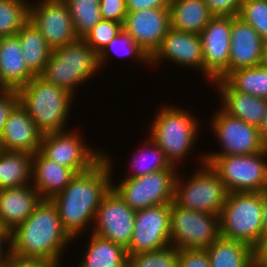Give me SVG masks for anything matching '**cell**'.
Masks as SVG:
<instances>
[{
    "label": "cell",
    "instance_id": "obj_30",
    "mask_svg": "<svg viewBox=\"0 0 267 267\" xmlns=\"http://www.w3.org/2000/svg\"><path fill=\"white\" fill-rule=\"evenodd\" d=\"M223 80L235 91L267 99V69L262 65L237 69Z\"/></svg>",
    "mask_w": 267,
    "mask_h": 267
},
{
    "label": "cell",
    "instance_id": "obj_34",
    "mask_svg": "<svg viewBox=\"0 0 267 267\" xmlns=\"http://www.w3.org/2000/svg\"><path fill=\"white\" fill-rule=\"evenodd\" d=\"M112 52H115L116 55H121V57H124L126 55L132 58L134 57L135 60L137 59L139 60V62H143L144 64L147 63V65H150V57L124 30H122L114 39H112L107 44V46L98 54V62L100 68L103 66V63L106 64L105 62L108 61L107 58Z\"/></svg>",
    "mask_w": 267,
    "mask_h": 267
},
{
    "label": "cell",
    "instance_id": "obj_8",
    "mask_svg": "<svg viewBox=\"0 0 267 267\" xmlns=\"http://www.w3.org/2000/svg\"><path fill=\"white\" fill-rule=\"evenodd\" d=\"M267 148L247 155L217 156L209 165L216 171L228 192L267 190ZM266 159V160H265Z\"/></svg>",
    "mask_w": 267,
    "mask_h": 267
},
{
    "label": "cell",
    "instance_id": "obj_42",
    "mask_svg": "<svg viewBox=\"0 0 267 267\" xmlns=\"http://www.w3.org/2000/svg\"><path fill=\"white\" fill-rule=\"evenodd\" d=\"M127 11H140L150 8H169L171 0H125Z\"/></svg>",
    "mask_w": 267,
    "mask_h": 267
},
{
    "label": "cell",
    "instance_id": "obj_40",
    "mask_svg": "<svg viewBox=\"0 0 267 267\" xmlns=\"http://www.w3.org/2000/svg\"><path fill=\"white\" fill-rule=\"evenodd\" d=\"M19 104V94L16 89H4L0 92V136L9 114Z\"/></svg>",
    "mask_w": 267,
    "mask_h": 267
},
{
    "label": "cell",
    "instance_id": "obj_45",
    "mask_svg": "<svg viewBox=\"0 0 267 267\" xmlns=\"http://www.w3.org/2000/svg\"><path fill=\"white\" fill-rule=\"evenodd\" d=\"M267 238V190L263 191L262 240Z\"/></svg>",
    "mask_w": 267,
    "mask_h": 267
},
{
    "label": "cell",
    "instance_id": "obj_26",
    "mask_svg": "<svg viewBox=\"0 0 267 267\" xmlns=\"http://www.w3.org/2000/svg\"><path fill=\"white\" fill-rule=\"evenodd\" d=\"M77 267H128V253L123 246L93 233Z\"/></svg>",
    "mask_w": 267,
    "mask_h": 267
},
{
    "label": "cell",
    "instance_id": "obj_50",
    "mask_svg": "<svg viewBox=\"0 0 267 267\" xmlns=\"http://www.w3.org/2000/svg\"><path fill=\"white\" fill-rule=\"evenodd\" d=\"M3 267H18V263L12 262L11 264L3 266Z\"/></svg>",
    "mask_w": 267,
    "mask_h": 267
},
{
    "label": "cell",
    "instance_id": "obj_22",
    "mask_svg": "<svg viewBox=\"0 0 267 267\" xmlns=\"http://www.w3.org/2000/svg\"><path fill=\"white\" fill-rule=\"evenodd\" d=\"M76 174L73 169L47 159L40 151L33 154L31 185L42 199H51L62 192Z\"/></svg>",
    "mask_w": 267,
    "mask_h": 267
},
{
    "label": "cell",
    "instance_id": "obj_48",
    "mask_svg": "<svg viewBox=\"0 0 267 267\" xmlns=\"http://www.w3.org/2000/svg\"><path fill=\"white\" fill-rule=\"evenodd\" d=\"M251 267H267V262L255 252L252 258Z\"/></svg>",
    "mask_w": 267,
    "mask_h": 267
},
{
    "label": "cell",
    "instance_id": "obj_2",
    "mask_svg": "<svg viewBox=\"0 0 267 267\" xmlns=\"http://www.w3.org/2000/svg\"><path fill=\"white\" fill-rule=\"evenodd\" d=\"M71 241L56 206L50 199H42L33 213L11 231L12 260L15 263L62 262V252Z\"/></svg>",
    "mask_w": 267,
    "mask_h": 267
},
{
    "label": "cell",
    "instance_id": "obj_35",
    "mask_svg": "<svg viewBox=\"0 0 267 267\" xmlns=\"http://www.w3.org/2000/svg\"><path fill=\"white\" fill-rule=\"evenodd\" d=\"M179 249L167 246L150 252L128 256V267H178Z\"/></svg>",
    "mask_w": 267,
    "mask_h": 267
},
{
    "label": "cell",
    "instance_id": "obj_36",
    "mask_svg": "<svg viewBox=\"0 0 267 267\" xmlns=\"http://www.w3.org/2000/svg\"><path fill=\"white\" fill-rule=\"evenodd\" d=\"M237 16L267 41V0H243Z\"/></svg>",
    "mask_w": 267,
    "mask_h": 267
},
{
    "label": "cell",
    "instance_id": "obj_5",
    "mask_svg": "<svg viewBox=\"0 0 267 267\" xmlns=\"http://www.w3.org/2000/svg\"><path fill=\"white\" fill-rule=\"evenodd\" d=\"M99 69L98 54L79 38L52 50L39 76L74 95L77 86L91 79Z\"/></svg>",
    "mask_w": 267,
    "mask_h": 267
},
{
    "label": "cell",
    "instance_id": "obj_23",
    "mask_svg": "<svg viewBox=\"0 0 267 267\" xmlns=\"http://www.w3.org/2000/svg\"><path fill=\"white\" fill-rule=\"evenodd\" d=\"M35 74L28 68L22 56L19 38L2 37L0 40V83L5 89L25 86Z\"/></svg>",
    "mask_w": 267,
    "mask_h": 267
},
{
    "label": "cell",
    "instance_id": "obj_4",
    "mask_svg": "<svg viewBox=\"0 0 267 267\" xmlns=\"http://www.w3.org/2000/svg\"><path fill=\"white\" fill-rule=\"evenodd\" d=\"M263 192H230L219 215L220 236L254 250L262 242Z\"/></svg>",
    "mask_w": 267,
    "mask_h": 267
},
{
    "label": "cell",
    "instance_id": "obj_7",
    "mask_svg": "<svg viewBox=\"0 0 267 267\" xmlns=\"http://www.w3.org/2000/svg\"><path fill=\"white\" fill-rule=\"evenodd\" d=\"M199 166L188 180L183 181L177 174L173 202L184 209L220 215L229 192L209 164Z\"/></svg>",
    "mask_w": 267,
    "mask_h": 267
},
{
    "label": "cell",
    "instance_id": "obj_12",
    "mask_svg": "<svg viewBox=\"0 0 267 267\" xmlns=\"http://www.w3.org/2000/svg\"><path fill=\"white\" fill-rule=\"evenodd\" d=\"M39 151L47 159L73 169L77 174L90 170L104 157L103 149H90L78 131L67 132V129L42 135Z\"/></svg>",
    "mask_w": 267,
    "mask_h": 267
},
{
    "label": "cell",
    "instance_id": "obj_1",
    "mask_svg": "<svg viewBox=\"0 0 267 267\" xmlns=\"http://www.w3.org/2000/svg\"><path fill=\"white\" fill-rule=\"evenodd\" d=\"M103 153L104 157L97 164L76 174L62 192L50 199L56 206L62 227L73 240L94 223L99 205L112 188V158L107 152Z\"/></svg>",
    "mask_w": 267,
    "mask_h": 267
},
{
    "label": "cell",
    "instance_id": "obj_6",
    "mask_svg": "<svg viewBox=\"0 0 267 267\" xmlns=\"http://www.w3.org/2000/svg\"><path fill=\"white\" fill-rule=\"evenodd\" d=\"M160 109L151 122L150 137L177 167L191 153L200 126L196 117L183 108L164 105Z\"/></svg>",
    "mask_w": 267,
    "mask_h": 267
},
{
    "label": "cell",
    "instance_id": "obj_29",
    "mask_svg": "<svg viewBox=\"0 0 267 267\" xmlns=\"http://www.w3.org/2000/svg\"><path fill=\"white\" fill-rule=\"evenodd\" d=\"M22 48V56L28 68L39 75L46 66L52 49L47 45L40 30L28 21L16 34Z\"/></svg>",
    "mask_w": 267,
    "mask_h": 267
},
{
    "label": "cell",
    "instance_id": "obj_16",
    "mask_svg": "<svg viewBox=\"0 0 267 267\" xmlns=\"http://www.w3.org/2000/svg\"><path fill=\"white\" fill-rule=\"evenodd\" d=\"M232 16H214L200 33L203 74L214 82L229 74ZM207 76V77H206Z\"/></svg>",
    "mask_w": 267,
    "mask_h": 267
},
{
    "label": "cell",
    "instance_id": "obj_18",
    "mask_svg": "<svg viewBox=\"0 0 267 267\" xmlns=\"http://www.w3.org/2000/svg\"><path fill=\"white\" fill-rule=\"evenodd\" d=\"M183 67H191L203 73V50L200 34L178 31L172 27L160 47L150 57V65L164 60Z\"/></svg>",
    "mask_w": 267,
    "mask_h": 267
},
{
    "label": "cell",
    "instance_id": "obj_11",
    "mask_svg": "<svg viewBox=\"0 0 267 267\" xmlns=\"http://www.w3.org/2000/svg\"><path fill=\"white\" fill-rule=\"evenodd\" d=\"M210 121L213 134L223 149L204 153L201 163L210 164L217 156L254 154L266 148L259 138L258 127L232 117L222 109Z\"/></svg>",
    "mask_w": 267,
    "mask_h": 267
},
{
    "label": "cell",
    "instance_id": "obj_51",
    "mask_svg": "<svg viewBox=\"0 0 267 267\" xmlns=\"http://www.w3.org/2000/svg\"><path fill=\"white\" fill-rule=\"evenodd\" d=\"M5 88L3 87V85L0 83V92H2Z\"/></svg>",
    "mask_w": 267,
    "mask_h": 267
},
{
    "label": "cell",
    "instance_id": "obj_46",
    "mask_svg": "<svg viewBox=\"0 0 267 267\" xmlns=\"http://www.w3.org/2000/svg\"><path fill=\"white\" fill-rule=\"evenodd\" d=\"M60 262L55 263H18V267H61Z\"/></svg>",
    "mask_w": 267,
    "mask_h": 267
},
{
    "label": "cell",
    "instance_id": "obj_31",
    "mask_svg": "<svg viewBox=\"0 0 267 267\" xmlns=\"http://www.w3.org/2000/svg\"><path fill=\"white\" fill-rule=\"evenodd\" d=\"M150 143V144H149ZM145 148H141V152L132 159L131 171L125 176L126 178L139 177L152 172L175 168L166 158L163 150L149 137L145 143ZM149 147V148H148ZM135 170V171H134Z\"/></svg>",
    "mask_w": 267,
    "mask_h": 267
},
{
    "label": "cell",
    "instance_id": "obj_41",
    "mask_svg": "<svg viewBox=\"0 0 267 267\" xmlns=\"http://www.w3.org/2000/svg\"><path fill=\"white\" fill-rule=\"evenodd\" d=\"M214 16H237L243 0H204Z\"/></svg>",
    "mask_w": 267,
    "mask_h": 267
},
{
    "label": "cell",
    "instance_id": "obj_17",
    "mask_svg": "<svg viewBox=\"0 0 267 267\" xmlns=\"http://www.w3.org/2000/svg\"><path fill=\"white\" fill-rule=\"evenodd\" d=\"M171 28L169 8L127 11L123 30L151 57Z\"/></svg>",
    "mask_w": 267,
    "mask_h": 267
},
{
    "label": "cell",
    "instance_id": "obj_43",
    "mask_svg": "<svg viewBox=\"0 0 267 267\" xmlns=\"http://www.w3.org/2000/svg\"><path fill=\"white\" fill-rule=\"evenodd\" d=\"M8 244L5 251L4 244ZM13 262L11 254V231L5 227L0 226V267L9 265Z\"/></svg>",
    "mask_w": 267,
    "mask_h": 267
},
{
    "label": "cell",
    "instance_id": "obj_28",
    "mask_svg": "<svg viewBox=\"0 0 267 267\" xmlns=\"http://www.w3.org/2000/svg\"><path fill=\"white\" fill-rule=\"evenodd\" d=\"M33 154L0 149V190L31 184Z\"/></svg>",
    "mask_w": 267,
    "mask_h": 267
},
{
    "label": "cell",
    "instance_id": "obj_39",
    "mask_svg": "<svg viewBox=\"0 0 267 267\" xmlns=\"http://www.w3.org/2000/svg\"><path fill=\"white\" fill-rule=\"evenodd\" d=\"M178 267H210L209 257L205 249L179 250Z\"/></svg>",
    "mask_w": 267,
    "mask_h": 267
},
{
    "label": "cell",
    "instance_id": "obj_14",
    "mask_svg": "<svg viewBox=\"0 0 267 267\" xmlns=\"http://www.w3.org/2000/svg\"><path fill=\"white\" fill-rule=\"evenodd\" d=\"M134 223L135 210L111 188L96 211L90 233L127 248L133 235Z\"/></svg>",
    "mask_w": 267,
    "mask_h": 267
},
{
    "label": "cell",
    "instance_id": "obj_32",
    "mask_svg": "<svg viewBox=\"0 0 267 267\" xmlns=\"http://www.w3.org/2000/svg\"><path fill=\"white\" fill-rule=\"evenodd\" d=\"M69 9L76 34L87 35L101 20L100 0H63Z\"/></svg>",
    "mask_w": 267,
    "mask_h": 267
},
{
    "label": "cell",
    "instance_id": "obj_21",
    "mask_svg": "<svg viewBox=\"0 0 267 267\" xmlns=\"http://www.w3.org/2000/svg\"><path fill=\"white\" fill-rule=\"evenodd\" d=\"M42 201L39 192L29 185L0 190V226L12 231L24 222Z\"/></svg>",
    "mask_w": 267,
    "mask_h": 267
},
{
    "label": "cell",
    "instance_id": "obj_49",
    "mask_svg": "<svg viewBox=\"0 0 267 267\" xmlns=\"http://www.w3.org/2000/svg\"><path fill=\"white\" fill-rule=\"evenodd\" d=\"M260 65L267 69V41H265L263 45L262 60Z\"/></svg>",
    "mask_w": 267,
    "mask_h": 267
},
{
    "label": "cell",
    "instance_id": "obj_19",
    "mask_svg": "<svg viewBox=\"0 0 267 267\" xmlns=\"http://www.w3.org/2000/svg\"><path fill=\"white\" fill-rule=\"evenodd\" d=\"M264 40L238 16H232L229 73L261 64Z\"/></svg>",
    "mask_w": 267,
    "mask_h": 267
},
{
    "label": "cell",
    "instance_id": "obj_25",
    "mask_svg": "<svg viewBox=\"0 0 267 267\" xmlns=\"http://www.w3.org/2000/svg\"><path fill=\"white\" fill-rule=\"evenodd\" d=\"M171 27L178 31L200 34L214 17L204 0H171Z\"/></svg>",
    "mask_w": 267,
    "mask_h": 267
},
{
    "label": "cell",
    "instance_id": "obj_20",
    "mask_svg": "<svg viewBox=\"0 0 267 267\" xmlns=\"http://www.w3.org/2000/svg\"><path fill=\"white\" fill-rule=\"evenodd\" d=\"M42 134L20 103L9 114L0 136V149L34 154L40 149Z\"/></svg>",
    "mask_w": 267,
    "mask_h": 267
},
{
    "label": "cell",
    "instance_id": "obj_24",
    "mask_svg": "<svg viewBox=\"0 0 267 267\" xmlns=\"http://www.w3.org/2000/svg\"><path fill=\"white\" fill-rule=\"evenodd\" d=\"M213 85H217L216 89L223 102L221 109L224 112L256 127L261 125L266 99L235 91L223 79H216Z\"/></svg>",
    "mask_w": 267,
    "mask_h": 267
},
{
    "label": "cell",
    "instance_id": "obj_13",
    "mask_svg": "<svg viewBox=\"0 0 267 267\" xmlns=\"http://www.w3.org/2000/svg\"><path fill=\"white\" fill-rule=\"evenodd\" d=\"M171 203L135 211L134 231L126 248L128 256L170 245Z\"/></svg>",
    "mask_w": 267,
    "mask_h": 267
},
{
    "label": "cell",
    "instance_id": "obj_27",
    "mask_svg": "<svg viewBox=\"0 0 267 267\" xmlns=\"http://www.w3.org/2000/svg\"><path fill=\"white\" fill-rule=\"evenodd\" d=\"M205 250L210 267H251L255 253L251 246L221 236Z\"/></svg>",
    "mask_w": 267,
    "mask_h": 267
},
{
    "label": "cell",
    "instance_id": "obj_38",
    "mask_svg": "<svg viewBox=\"0 0 267 267\" xmlns=\"http://www.w3.org/2000/svg\"><path fill=\"white\" fill-rule=\"evenodd\" d=\"M101 18L124 24L127 8L125 0H100Z\"/></svg>",
    "mask_w": 267,
    "mask_h": 267
},
{
    "label": "cell",
    "instance_id": "obj_37",
    "mask_svg": "<svg viewBox=\"0 0 267 267\" xmlns=\"http://www.w3.org/2000/svg\"><path fill=\"white\" fill-rule=\"evenodd\" d=\"M122 30V23L102 19L82 39L89 45L91 49L99 54Z\"/></svg>",
    "mask_w": 267,
    "mask_h": 267
},
{
    "label": "cell",
    "instance_id": "obj_33",
    "mask_svg": "<svg viewBox=\"0 0 267 267\" xmlns=\"http://www.w3.org/2000/svg\"><path fill=\"white\" fill-rule=\"evenodd\" d=\"M27 0H0V36H14L29 21Z\"/></svg>",
    "mask_w": 267,
    "mask_h": 267
},
{
    "label": "cell",
    "instance_id": "obj_44",
    "mask_svg": "<svg viewBox=\"0 0 267 267\" xmlns=\"http://www.w3.org/2000/svg\"><path fill=\"white\" fill-rule=\"evenodd\" d=\"M259 138L262 144L267 148V99H266V109L261 125L258 127Z\"/></svg>",
    "mask_w": 267,
    "mask_h": 267
},
{
    "label": "cell",
    "instance_id": "obj_47",
    "mask_svg": "<svg viewBox=\"0 0 267 267\" xmlns=\"http://www.w3.org/2000/svg\"><path fill=\"white\" fill-rule=\"evenodd\" d=\"M255 252L267 262V238L263 239Z\"/></svg>",
    "mask_w": 267,
    "mask_h": 267
},
{
    "label": "cell",
    "instance_id": "obj_15",
    "mask_svg": "<svg viewBox=\"0 0 267 267\" xmlns=\"http://www.w3.org/2000/svg\"><path fill=\"white\" fill-rule=\"evenodd\" d=\"M39 1L35 5L30 2L29 21L40 30L52 50L79 39L68 6L63 0Z\"/></svg>",
    "mask_w": 267,
    "mask_h": 267
},
{
    "label": "cell",
    "instance_id": "obj_9",
    "mask_svg": "<svg viewBox=\"0 0 267 267\" xmlns=\"http://www.w3.org/2000/svg\"><path fill=\"white\" fill-rule=\"evenodd\" d=\"M170 245L206 249L220 237L219 215L184 209L171 203Z\"/></svg>",
    "mask_w": 267,
    "mask_h": 267
},
{
    "label": "cell",
    "instance_id": "obj_3",
    "mask_svg": "<svg viewBox=\"0 0 267 267\" xmlns=\"http://www.w3.org/2000/svg\"><path fill=\"white\" fill-rule=\"evenodd\" d=\"M19 103L34 121L42 134L63 132L67 124L72 98L66 90L46 82L35 75L25 86L19 88Z\"/></svg>",
    "mask_w": 267,
    "mask_h": 267
},
{
    "label": "cell",
    "instance_id": "obj_10",
    "mask_svg": "<svg viewBox=\"0 0 267 267\" xmlns=\"http://www.w3.org/2000/svg\"><path fill=\"white\" fill-rule=\"evenodd\" d=\"M177 168L125 178L112 188L135 211L172 203Z\"/></svg>",
    "mask_w": 267,
    "mask_h": 267
}]
</instances>
